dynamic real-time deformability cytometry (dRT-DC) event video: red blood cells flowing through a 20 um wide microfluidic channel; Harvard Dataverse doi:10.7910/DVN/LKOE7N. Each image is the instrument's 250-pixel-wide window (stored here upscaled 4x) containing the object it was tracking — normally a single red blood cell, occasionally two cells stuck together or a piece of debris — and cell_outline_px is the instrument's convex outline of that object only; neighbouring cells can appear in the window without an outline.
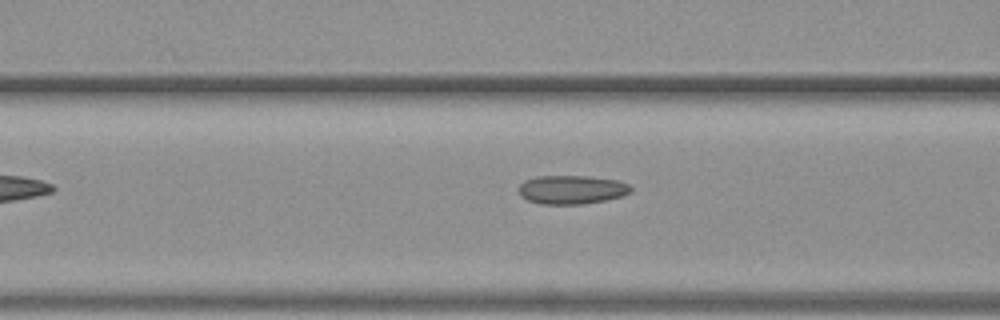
{"species": "common noctule bat (a hibernating species)", "species_latin": "Nyctalus noctula", "temperature_condition": "warm", "stored_images_in_passage": 12, "camera_frame_rate_fps": 3000, "um_per_image_px": 0.085, "animal": {"sex": "female", "body_mass_g": 19.3, "forearm_length_mm": 54.1}, "frame": {"image": 1, "passage_image": 4, "time_ms": 1.0, "image_size_px": [1000, 320], "cell_outline_px": [[632, 192], [620, 196], [604, 200], [584, 204], [540, 204], [528, 200], [520, 196], [520, 184], [524, 180], [536, 176], [588, 176], [616, 180], [628, 184], [632, 188]], "centroid_in_image_um": [48.58, 16.12], "position_along_channel_um": 118.0, "area_um2": 18.73}}
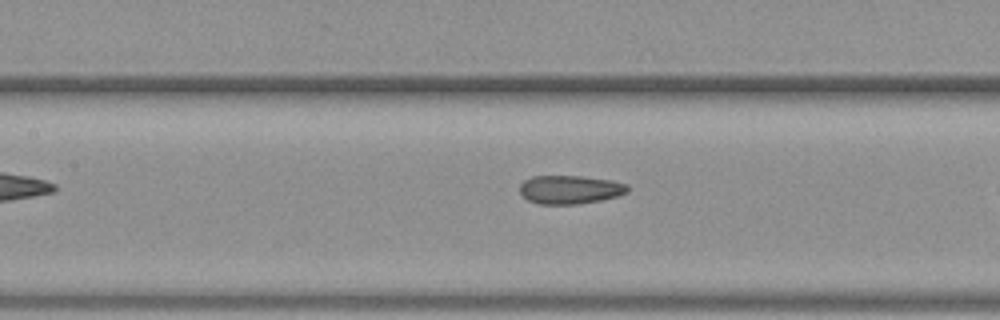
{"frame": {"image": 2, "passage_image": 7, "time_ms": 2.0, "image_size_px": [1000, 320], "cell_outline_px": [[628, 192], [616, 196], [600, 200], [580, 204], [536, 204], [528, 200], [520, 192], [520, 184], [524, 180], [532, 176], [580, 176], [612, 180], [628, 184]], "centroid_in_image_um": [48.44, 16.11], "position_along_channel_um": 159.0, "area_um2": 17.98}}
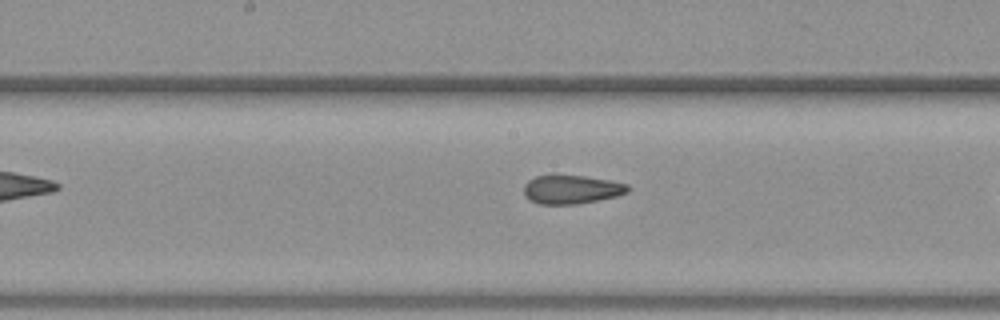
{"frame": {"image": 3, "passage_image": 10, "time_ms": 3.0, "image_size_px": [1000, 320], "cell_outline_px": [[628, 192], [616, 196], [576, 204], [540, 204], [528, 200], [524, 196], [524, 184], [528, 180], [536, 176], [584, 176], [608, 180], [628, 184]], "centroid_in_image_um": [48.53, 16.11], "position_along_channel_um": 199.7, "area_um2": 17.17}}